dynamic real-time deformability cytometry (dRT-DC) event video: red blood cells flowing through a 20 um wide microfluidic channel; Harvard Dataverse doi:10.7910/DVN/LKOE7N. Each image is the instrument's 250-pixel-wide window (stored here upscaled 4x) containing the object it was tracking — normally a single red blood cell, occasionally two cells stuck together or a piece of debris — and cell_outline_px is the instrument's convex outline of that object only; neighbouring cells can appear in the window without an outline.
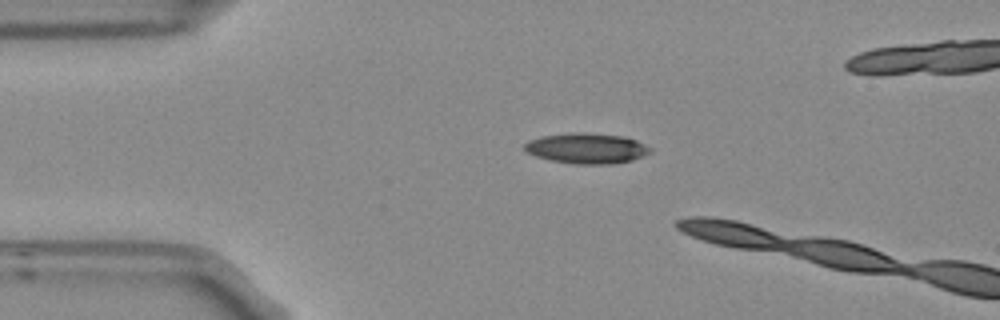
{"species": "Egyptian fruit bat (a non-hibernating species)", "species_latin": "Rousettus aegyptiacus", "temperature_condition": "room temperature", "stored_images_in_passage": 3, "camera_frame_rate_fps": 3000, "um_per_image_px": 0.085, "frame": {"image": 1, "passage_image": 2, "time_ms": 0.333, "image_size_px": [1000, 320], "cell_outline_px": [[652, 152], [632, 160], [616, 164], [576, 164], [548, 160], [536, 156], [528, 152], [524, 148], [524, 144], [528, 140], [544, 136], [576, 132], [580, 132], [620, 136], [636, 140], [652, 148]], "centroid_in_image_um": [49.88, 12.62], "position_along_channel_um": 35.1, "area_um2": 22.2}}